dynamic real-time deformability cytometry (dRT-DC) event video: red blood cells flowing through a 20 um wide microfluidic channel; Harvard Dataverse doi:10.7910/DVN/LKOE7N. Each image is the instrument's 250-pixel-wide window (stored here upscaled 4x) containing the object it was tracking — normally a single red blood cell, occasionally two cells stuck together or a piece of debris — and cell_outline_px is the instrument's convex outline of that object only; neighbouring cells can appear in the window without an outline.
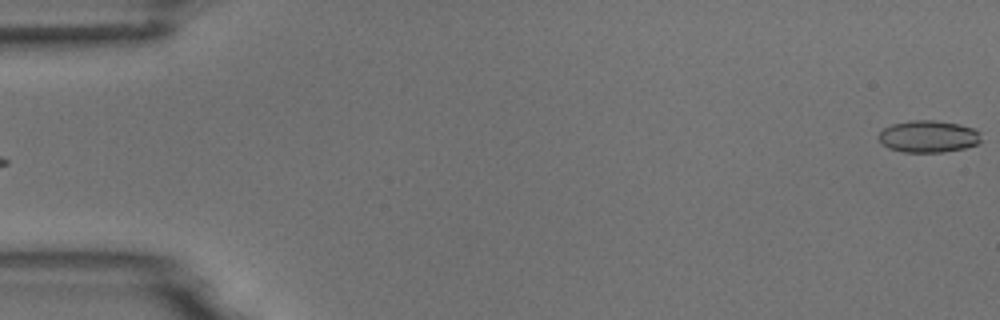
{"species": "common noctule bat (a hibernating species)", "species_latin": "Nyctalus noctula", "temperature_condition": "room temperature", "stored_images_in_passage": 5, "segment_of_instrument_passage": [2, 2], "camera_frame_rate_fps": 3000, "um_per_image_px": 0.085, "animal": {"sex": "male", "body_mass_g": 18.8}, "frame": {"image": 1, "passage_image": 5, "time_ms": 1.333, "image_size_px": [1000, 320], "cell_outline_px": [[980, 140], [976, 144], [964, 148], [944, 152], [904, 152], [888, 148], [876, 136], [884, 128], [892, 124], [912, 120], [936, 120], [960, 124], [972, 128], [980, 132]], "centroid_in_image_um": [78.9, 11.59], "position_along_channel_um": 6.1, "area_um2": 19.07}}